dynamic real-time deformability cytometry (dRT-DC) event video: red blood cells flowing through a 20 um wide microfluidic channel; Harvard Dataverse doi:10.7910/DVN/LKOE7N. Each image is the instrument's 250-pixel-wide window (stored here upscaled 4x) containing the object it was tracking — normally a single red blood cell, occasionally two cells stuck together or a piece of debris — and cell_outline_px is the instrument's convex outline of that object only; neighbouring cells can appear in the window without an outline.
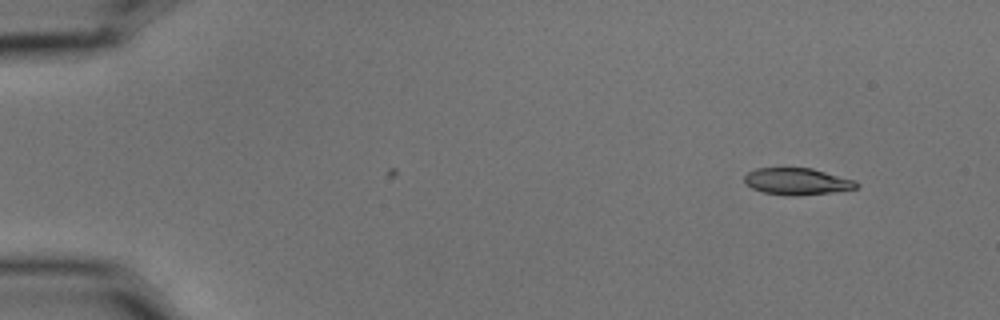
{"species": "common noctule bat (a hibernating species)", "species_latin": "Nyctalus noctula", "temperature_condition": "cold", "stored_images_in_passage": 3, "camera_frame_rate_fps": 3000, "um_per_image_px": 0.085, "animal": {"sex": "male", "body_mass_g": 15.6}, "frame": {"image": 1, "passage_image": 3, "time_ms": 0.667, "image_size_px": [1000, 320], "cell_outline_px": [[860, 184], [856, 188], [832, 192], [796, 196], [788, 196], [764, 192], [752, 188], [744, 184], [744, 176], [748, 172], [756, 168], [812, 168], [856, 180]], "centroid_in_image_um": [67.75, 15.42], "position_along_channel_um": 17.3, "area_um2": 17.57}}